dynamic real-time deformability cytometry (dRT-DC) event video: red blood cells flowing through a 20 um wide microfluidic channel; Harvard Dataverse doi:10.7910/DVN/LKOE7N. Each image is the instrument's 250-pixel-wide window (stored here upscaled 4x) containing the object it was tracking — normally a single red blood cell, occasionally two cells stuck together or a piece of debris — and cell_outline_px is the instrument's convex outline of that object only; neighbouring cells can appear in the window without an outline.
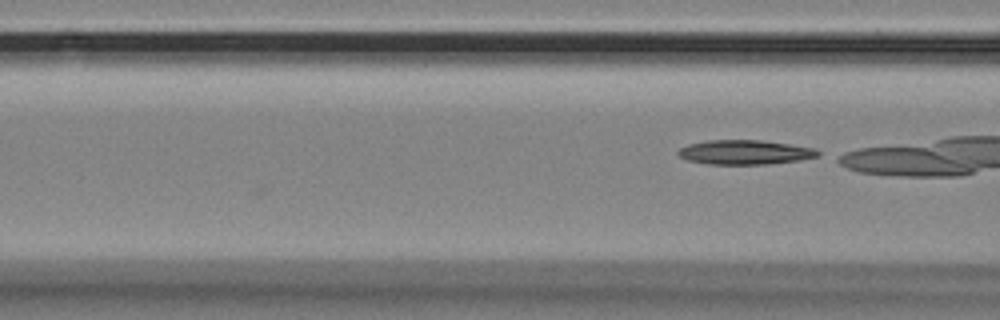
{"species": "Egyptian fruit bat (a non-hibernating species)", "species_latin": "Rousettus aegyptiacus", "temperature_condition": "room temperature", "stored_images_in_passage": 6, "camera_frame_rate_fps": 3000, "um_per_image_px": 0.085, "animal": {"sex": "female"}, "frame": {"image": 1, "passage_image": 6, "time_ms": 1.667, "image_size_px": [1000, 320], "cell_outline_px": [[820, 156], [800, 160], [768, 164], [708, 164], [688, 160], [680, 156], [676, 152], [680, 148], [688, 144], [708, 140], [760, 140], [816, 148], [820, 152]], "centroid_in_image_um": [63.33, 12.94], "position_along_channel_um": 103.3, "area_um2": 19.88}}